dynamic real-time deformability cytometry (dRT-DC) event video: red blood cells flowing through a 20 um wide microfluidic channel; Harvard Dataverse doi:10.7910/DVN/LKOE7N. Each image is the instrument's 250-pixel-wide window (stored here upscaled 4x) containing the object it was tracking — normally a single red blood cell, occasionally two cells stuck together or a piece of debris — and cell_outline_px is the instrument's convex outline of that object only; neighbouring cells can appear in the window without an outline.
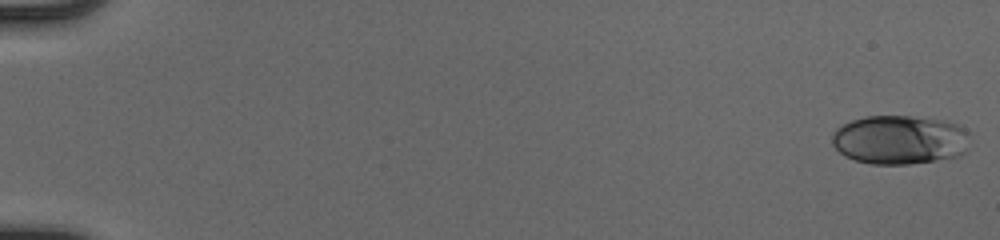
{"species": "human", "species_latin": "Homo sapiens", "temperature_condition": "cold", "stored_images_in_passage": 51, "camera_frame_rate_fps": 3000, "um_per_image_px": 0.085, "donor": {"sex": "male"}, "frame": {"image": 1, "passage_image": 1, "time_ms": 0.0, "image_size_px": [1000, 240], "cell_outline_px": [[968, 132], [964, 152], [960, 156], [908, 164], [872, 164], [856, 160], [844, 156], [832, 144], [832, 132], [836, 128], [852, 120], [864, 116], [912, 116], [940, 120], [956, 124], [964, 128]], "centroid_in_image_um": [76.43, 11.88], "position_along_channel_um": 8.6, "area_um2": 39.19}}
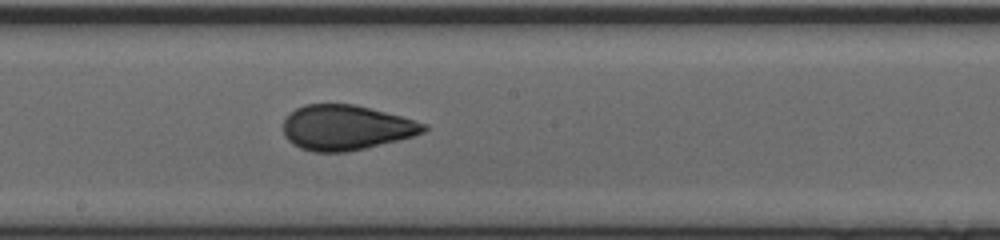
{"frame": {"image": 2, "passage_image": 30, "time_ms": 9.667, "image_size_px": [1000, 240], "cell_outline_px": [[428, 128], [424, 132], [412, 136], [348, 152], [312, 152], [300, 148], [292, 144], [284, 136], [284, 120], [288, 112], [304, 104], [356, 104], [400, 116], [428, 124]], "centroid_in_image_um": [29.37, 10.84], "position_along_channel_um": 218.8, "area_um2": 36.88}}
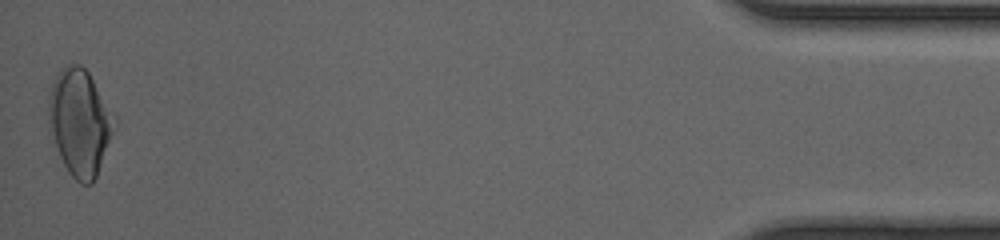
{"frame": {"image": 3, "passage_image": 51, "time_ms": 16.667, "image_size_px": [1000, 240], "cell_outline_px": [[116, 128], [96, 176], [92, 184], [80, 184], [68, 172], [60, 156], [48, 128], [48, 100], [52, 84], [60, 68], [68, 64], [80, 64], [88, 72], [116, 116]], "centroid_in_image_um": [6.79, 10.39], "position_along_channel_um": 428.4, "area_um2": 40.98}, "authors_computed_cell_mechanics": {"area_um2": 36.992, "velocity_mm_per_s": 4.1457, "shape_relaxation_time_tau1_ms": 6.8797, "shape_relaxation_time_tau2_ms": 0.9838, "deformation_change_tau1": 0.2019, "deformation_change_tau2": 0.0616}}